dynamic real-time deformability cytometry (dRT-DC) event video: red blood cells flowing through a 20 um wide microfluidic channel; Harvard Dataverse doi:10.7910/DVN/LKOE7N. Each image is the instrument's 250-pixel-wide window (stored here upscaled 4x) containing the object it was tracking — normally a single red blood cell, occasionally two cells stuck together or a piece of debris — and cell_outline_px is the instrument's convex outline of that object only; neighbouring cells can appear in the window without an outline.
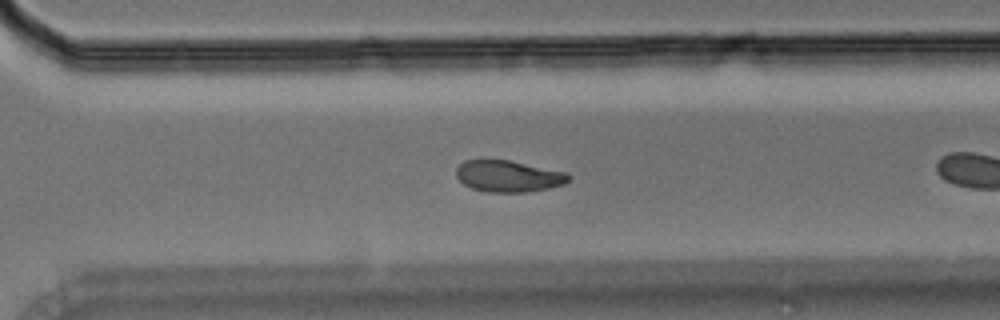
{"species": "Egyptian fruit bat (a non-hibernating species)", "species_latin": "Rousettus aegyptiacus", "temperature_condition": "room temperature", "stored_images_in_passage": 33, "camera_frame_rate_fps": 3000, "um_per_image_px": 0.085, "animal": {"sex": "male"}, "frame": {"image": 1, "passage_image": 19, "time_ms": 6.0, "image_size_px": [1000, 320], "cell_outline_px": [[572, 180], [564, 184], [548, 188], [524, 192], [488, 192], [472, 188], [464, 184], [456, 176], [456, 168], [464, 160], [480, 156], [484, 156], [512, 160], [568, 172], [572, 176]], "centroid_in_image_um": [43.2, 14.91], "position_along_channel_um": 327.4, "area_um2": 21.62}}